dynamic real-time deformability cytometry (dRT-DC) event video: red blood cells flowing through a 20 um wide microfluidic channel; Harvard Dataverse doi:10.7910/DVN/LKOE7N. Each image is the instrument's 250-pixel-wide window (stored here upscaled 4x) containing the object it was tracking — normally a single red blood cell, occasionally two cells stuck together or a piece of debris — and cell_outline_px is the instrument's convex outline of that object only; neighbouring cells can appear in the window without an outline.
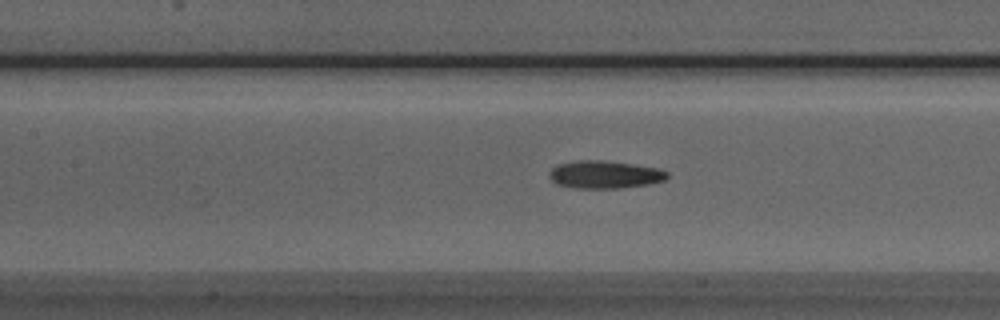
{"species": "Egyptian fruit bat (a non-hibernating species)", "species_latin": "Rousettus aegyptiacus", "temperature_condition": "room temperature", "stored_images_in_passage": 45, "camera_frame_rate_fps": 3000, "um_per_image_px": 0.085, "animal": {"sex": "male"}, "frame": {"image": 1, "passage_image": 16, "time_ms": 5.0, "image_size_px": [1000, 320], "cell_outline_px": [[668, 176], [664, 180], [652, 184], [620, 188], [576, 188], [556, 184], [548, 176], [548, 172], [556, 164], [580, 160], [600, 160], [632, 164], [660, 168], [668, 172]], "centroid_in_image_um": [51.39, 14.84], "position_along_channel_um": 156.0, "area_um2": 19.19}}
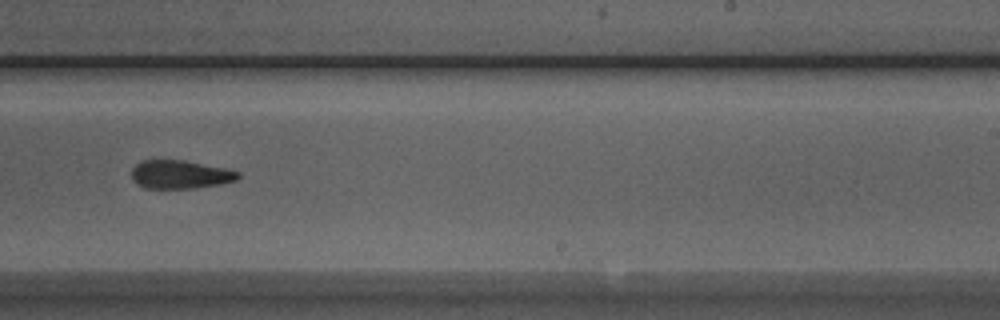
{"frame": {"image": 2, "passage_image": 25, "time_ms": 8.0, "image_size_px": [1000, 320], "cell_outline_px": [[240, 176], [236, 180], [220, 184], [192, 188], [144, 188], [136, 184], [132, 180], [132, 168], [140, 160], [184, 160], [224, 168], [240, 172]], "centroid_in_image_um": [15.28, 14.83], "position_along_channel_um": 273.7, "area_um2": 17.63}}
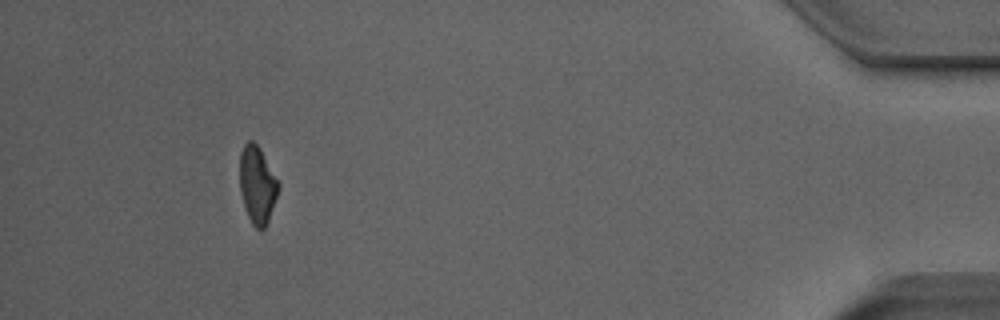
{"frame": {"image": 3, "passage_image": 41, "time_ms": 13.333, "image_size_px": [1000, 320], "cell_outline_px": [[280, 188], [268, 220], [264, 228], [256, 228], [252, 224], [248, 216], [240, 192], [240, 152], [244, 144], [248, 140], [252, 140], [260, 148], [280, 184]], "centroid_in_image_um": [21.87, 15.68], "position_along_channel_um": 413.3, "area_um2": 17.28}, "authors_computed_cell_mechanics": {"area_um2": 18.3226, "velocity_mm_per_s": 3.9432, "shape_relaxation_time_tau1_ms": 7.1148, "shape_relaxation_time_tau2_ms": 3.5747, "deformation_change_tau1": 0.1776, "deformation_change_tau2": 0.1223}}